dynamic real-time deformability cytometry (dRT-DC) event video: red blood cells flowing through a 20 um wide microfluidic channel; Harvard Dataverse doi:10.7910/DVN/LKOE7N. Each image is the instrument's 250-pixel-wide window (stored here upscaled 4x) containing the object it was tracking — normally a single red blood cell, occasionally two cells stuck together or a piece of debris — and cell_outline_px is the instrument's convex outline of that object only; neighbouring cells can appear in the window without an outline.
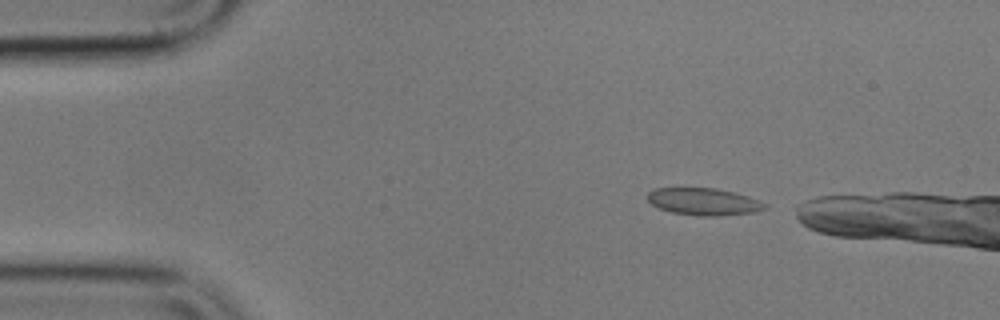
{"species": "common noctule bat (a hibernating species)", "species_latin": "Nyctalus noctula", "temperature_condition": "cold", "stored_images_in_passage": 10, "camera_frame_rate_fps": 3000, "um_per_image_px": 0.085, "animal": {"sex": "male", "body_mass_g": 17.9}, "frame": {"image": 1, "passage_image": 2, "time_ms": 0.333, "image_size_px": [1000, 320], "cell_outline_px": [[768, 204], [764, 208], [756, 212], [720, 216], [700, 216], [672, 212], [660, 208], [652, 204], [648, 200], [648, 192], [652, 188], [716, 188], [736, 192], [748, 196]], "centroid_in_image_um": [59.83, 17.13], "position_along_channel_um": 25.2, "area_um2": 18.61}}